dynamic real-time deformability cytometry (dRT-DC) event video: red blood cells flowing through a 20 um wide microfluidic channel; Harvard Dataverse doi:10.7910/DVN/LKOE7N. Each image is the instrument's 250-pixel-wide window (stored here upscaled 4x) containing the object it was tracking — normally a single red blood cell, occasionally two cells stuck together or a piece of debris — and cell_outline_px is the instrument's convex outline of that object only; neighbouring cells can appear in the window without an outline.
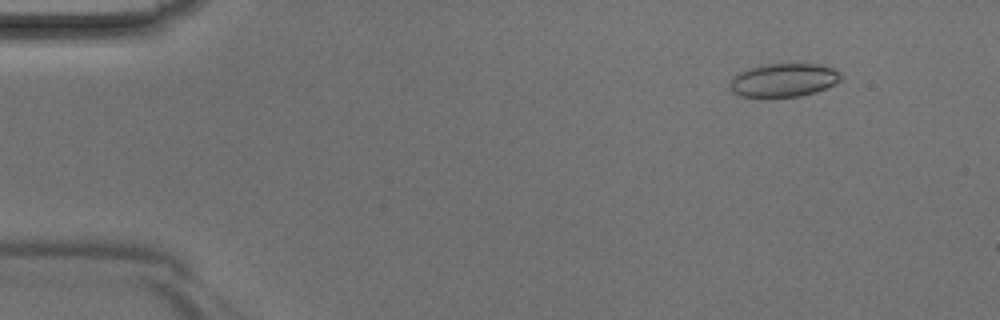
{"species": "Egyptian fruit bat (a non-hibernating species)", "species_latin": "Rousettus aegyptiacus", "temperature_condition": "room temperature", "stored_images_in_passage": 44, "camera_frame_rate_fps": 3000, "um_per_image_px": 0.085, "animal": {"sex": "male"}, "frame": {"image": 1, "passage_image": 5, "time_ms": 1.333, "image_size_px": [1000, 320], "cell_outline_px": [[840, 80], [816, 92], [800, 96], [740, 96], [732, 92], [728, 88], [728, 84], [740, 72], [748, 68], [764, 64], [820, 64], [832, 68], [840, 72]], "centroid_in_image_um": [66.58, 6.8], "position_along_channel_um": 18.4, "area_um2": 21.33}}
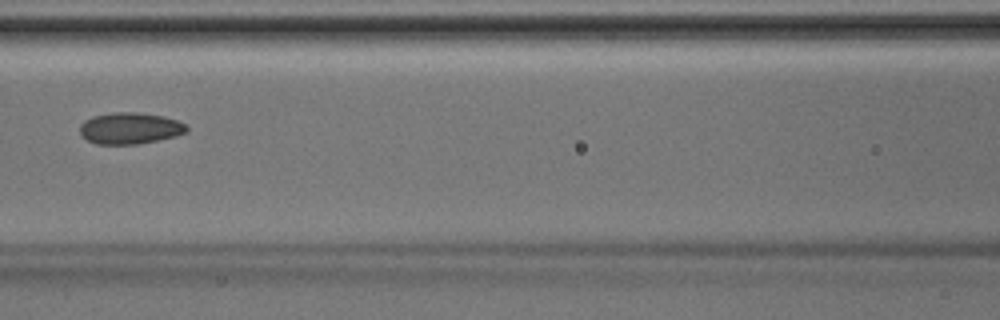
{"frame": {"image": 2, "passage_image": 20, "time_ms": 6.333, "image_size_px": [1000, 320], "cell_outline_px": [[188, 128], [184, 132], [176, 136], [136, 144], [96, 144], [88, 140], [80, 132], [80, 124], [84, 120], [92, 116], [116, 112], [136, 112], [164, 116], [176, 120], [184, 124]], "centroid_in_image_um": [11.02, 10.89], "position_along_channel_um": 155.6, "area_um2": 19.36}}
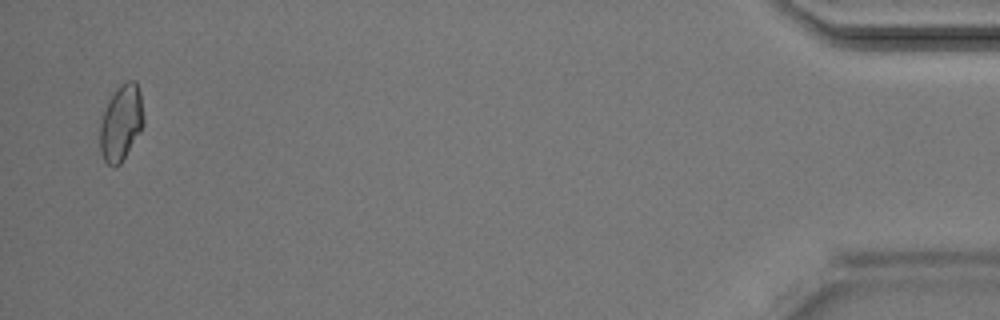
{"frame": {"image": 3, "passage_image": 43, "time_ms": 14.0, "image_size_px": [1000, 320], "cell_outline_px": [[144, 124], [140, 132], [120, 164], [116, 168], [112, 168], [104, 160], [100, 152], [100, 124], [104, 112], [112, 96], [120, 84], [128, 80], [136, 80], [140, 92], [144, 116]], "centroid_in_image_um": [10.31, 10.46], "position_along_channel_um": 424.9, "area_um2": 19.25}}